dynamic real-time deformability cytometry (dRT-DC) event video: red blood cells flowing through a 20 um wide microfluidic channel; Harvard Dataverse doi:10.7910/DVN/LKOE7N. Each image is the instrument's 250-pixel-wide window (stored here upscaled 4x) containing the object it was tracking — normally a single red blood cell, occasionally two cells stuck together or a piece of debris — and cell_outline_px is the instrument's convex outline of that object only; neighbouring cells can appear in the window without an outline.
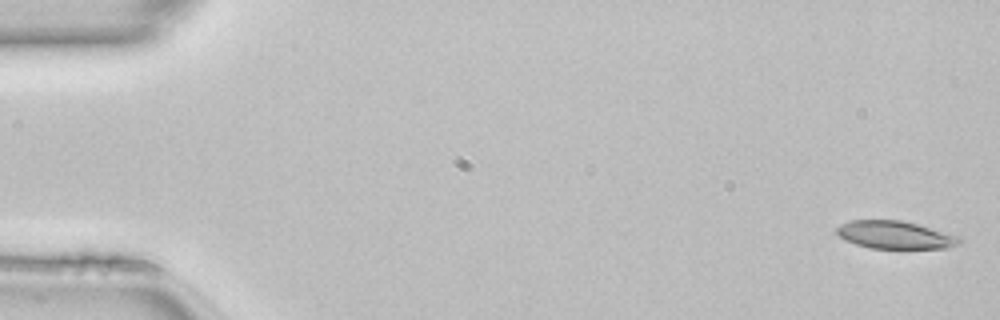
{"species": "common noctule bat (a hibernating species)", "species_latin": "Nyctalus noctula", "temperature_condition": "room temperature", "stored_images_in_passage": 49, "camera_frame_rate_fps": 3000, "um_per_image_px": 0.085, "animal": {"sex": "female", "body_mass_g": 22.7, "forearm_length_mm": 54.2}, "frame": {"image": 1, "passage_image": 1, "time_ms": 0.0, "image_size_px": [1000, 320], "cell_outline_px": [[964, 244], [948, 248], [868, 248], [844, 240], [836, 232], [836, 228], [840, 224], [852, 220], [900, 220], [916, 224], [960, 236], [964, 240]], "centroid_in_image_um": [76.13, 19.98], "position_along_channel_um": 8.9, "area_um2": 20.0}}
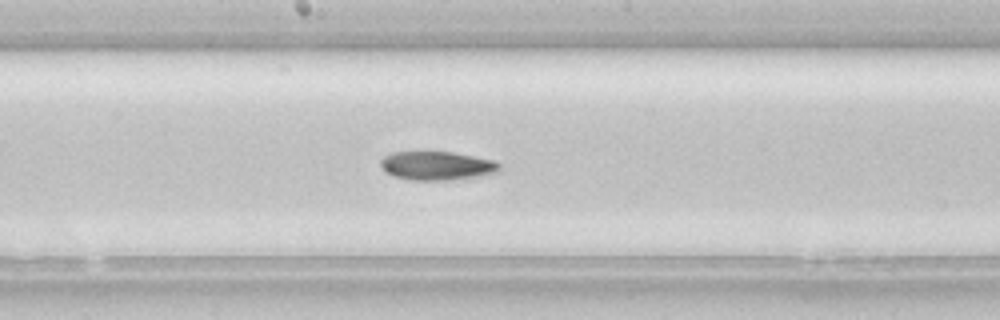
{"frame": {"image": 2, "passage_image": 26, "time_ms": 8.333, "image_size_px": [1000, 320], "cell_outline_px": [[500, 168], [496, 172], [476, 176], [452, 180], [408, 180], [392, 176], [384, 172], [380, 164], [380, 160], [384, 156], [392, 152], [452, 152], [496, 160], [500, 164]], "centroid_in_image_um": [37.09, 14.09], "position_along_channel_um": 211.1, "area_um2": 20.0}}
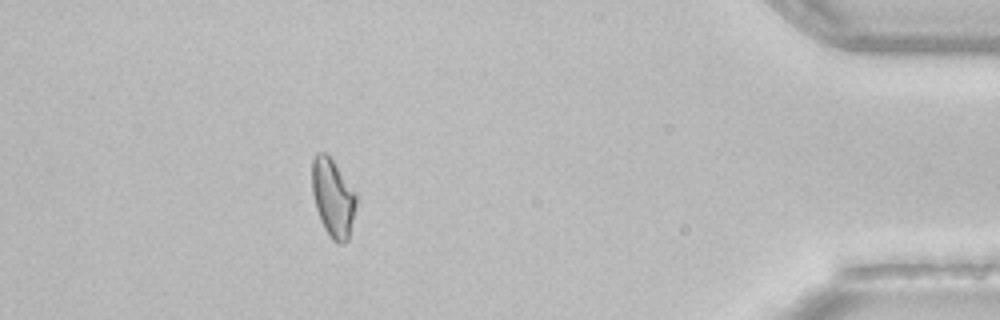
{"frame": {"image": 3, "passage_image": 44, "time_ms": 14.333, "image_size_px": [1000, 320], "cell_outline_px": [[356, 204], [348, 240], [344, 244], [336, 244], [332, 240], [324, 228], [320, 220], [316, 208], [312, 192], [312, 160], [316, 152], [324, 152], [332, 160], [356, 196]], "centroid_in_image_um": [28.27, 16.86], "position_along_channel_um": 406.9, "area_um2": 19.71}}